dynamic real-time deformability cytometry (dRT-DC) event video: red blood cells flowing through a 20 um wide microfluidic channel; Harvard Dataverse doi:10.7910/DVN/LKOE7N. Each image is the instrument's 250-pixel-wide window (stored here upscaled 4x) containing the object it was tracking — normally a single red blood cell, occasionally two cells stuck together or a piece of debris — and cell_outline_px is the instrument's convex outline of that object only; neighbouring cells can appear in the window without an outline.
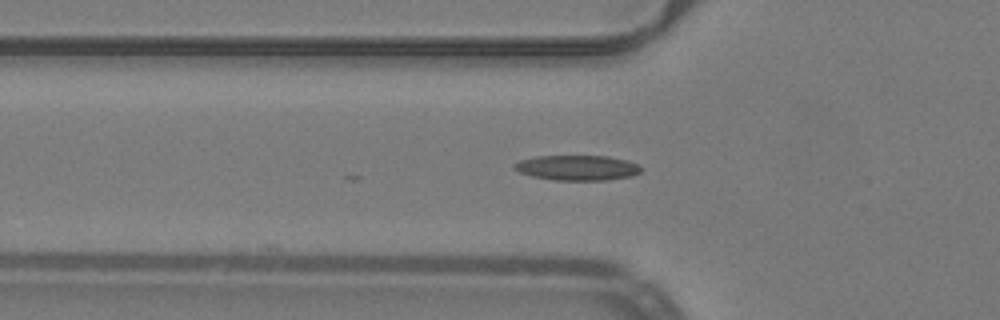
{"species": "common noctule bat (a hibernating species)", "species_latin": "Nyctalus noctula", "temperature_condition": "warm", "stored_images_in_passage": 6, "camera_frame_rate_fps": 3000, "um_per_image_px": 0.085, "animal": {"sex": "male", "body_mass_g": 19.2, "forearm_length_mm": 51.8}, "frame": {"image": 1, "passage_image": 4, "time_ms": 1.0, "image_size_px": [1000, 320], "cell_outline_px": [[640, 172], [632, 176], [608, 180], [556, 180], [532, 176], [520, 172], [512, 168], [512, 164], [520, 160], [536, 156], [608, 156], [628, 160], [636, 164], [640, 168]], "centroid_in_image_um": [49.04, 14.26], "position_along_channel_um": 76.8, "area_um2": 18.55}}